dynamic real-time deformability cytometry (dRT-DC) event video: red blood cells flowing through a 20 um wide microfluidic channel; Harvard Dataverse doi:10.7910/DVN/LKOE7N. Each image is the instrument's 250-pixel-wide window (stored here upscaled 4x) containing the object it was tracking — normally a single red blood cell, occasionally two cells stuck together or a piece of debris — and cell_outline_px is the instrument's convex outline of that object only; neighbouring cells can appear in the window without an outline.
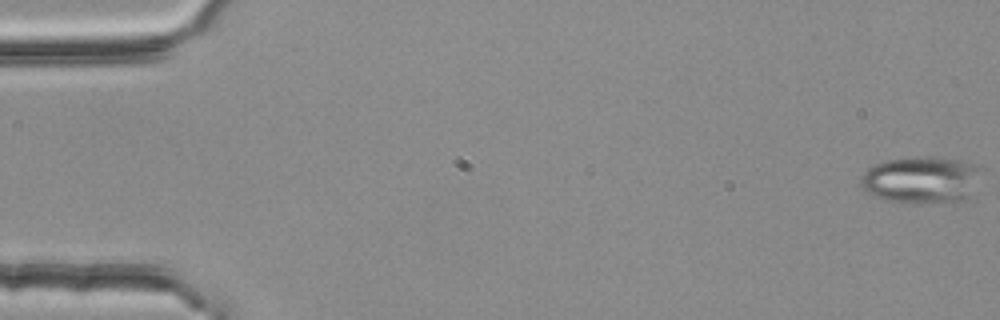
{"species": "common noctule bat (a hibernating species)", "species_latin": "Nyctalus noctula", "temperature_condition": "room temperature", "stored_images_in_passage": 55, "camera_frame_rate_fps": 3000, "um_per_image_px": 0.085, "animal": {"sex": "female", "body_mass_g": 25.1}, "frame": {"image": 1, "passage_image": 1, "time_ms": 0.0, "image_size_px": [1000, 320], "cell_outline_px": [[980, 168], [968, 196], [956, 204], [916, 204], [884, 200], [872, 196], [860, 184], [860, 176], [868, 168], [884, 160], [916, 156], [924, 156], [964, 160], [980, 164]], "centroid_in_image_um": [78.28, 15.3], "position_along_channel_um": 6.7, "area_um2": 33.58}}
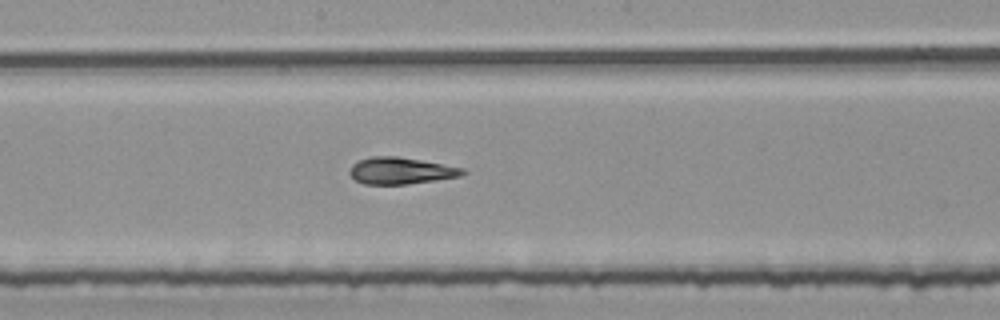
{"frame": {"image": 2, "passage_image": 30, "time_ms": 9.667, "image_size_px": [1000, 320], "cell_outline_px": [[468, 172], [460, 176], [436, 180], [408, 184], [364, 184], [356, 180], [348, 172], [352, 164], [360, 160], [372, 156], [396, 156], [420, 160], [464, 168]], "centroid_in_image_um": [34.07, 14.51], "position_along_channel_um": 214.1, "area_um2": 17.51}}
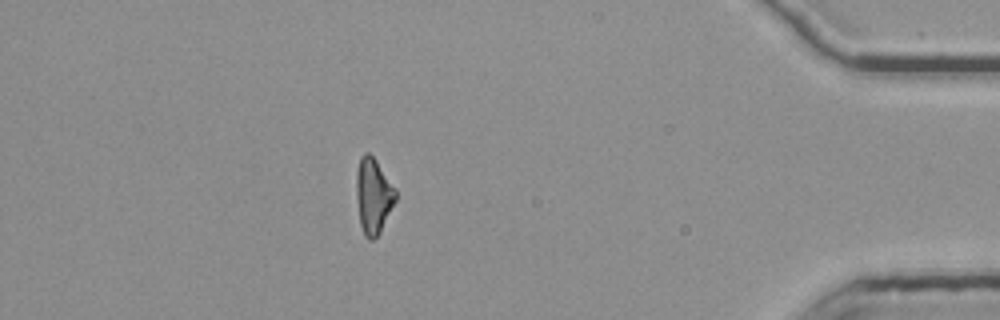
{"frame": {"image": 3, "passage_image": 49, "time_ms": 16.0, "image_size_px": [1000, 320], "cell_outline_px": [[396, 200], [380, 232], [372, 240], [368, 240], [364, 236], [360, 224], [356, 196], [356, 172], [360, 156], [364, 152], [368, 152], [376, 160], [396, 188]], "centroid_in_image_um": [31.72, 16.63], "position_along_channel_um": 403.5, "area_um2": 17.4}, "authors_computed_cell_mechanics": {"area_um2": 17.7446, "velocity_mm_per_s": 3.7648, "shape_relaxation_time_tau1_ms": null, "shape_relaxation_time_tau2_ms": 3.5343, "deformation_change_tau1": null, "deformation_change_tau2": 0.1405}}